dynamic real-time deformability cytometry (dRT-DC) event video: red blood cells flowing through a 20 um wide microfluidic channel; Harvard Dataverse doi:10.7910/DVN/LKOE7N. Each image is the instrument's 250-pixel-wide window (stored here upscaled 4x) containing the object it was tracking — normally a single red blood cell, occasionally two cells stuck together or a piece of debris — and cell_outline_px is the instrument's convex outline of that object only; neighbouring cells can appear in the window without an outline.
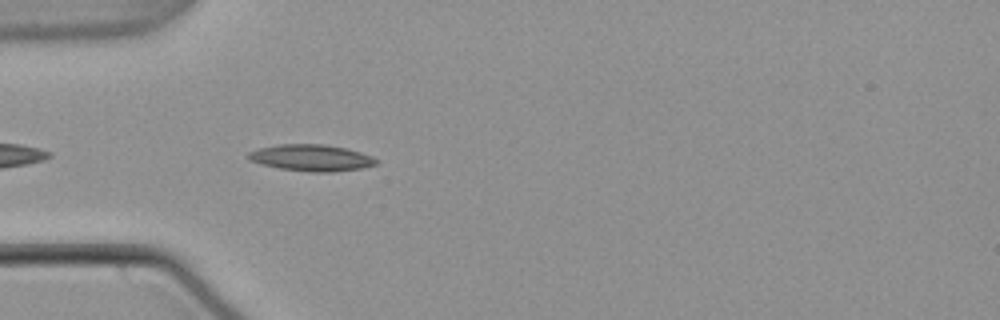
{"species": "common noctule bat (a hibernating species)", "species_latin": "Nyctalus noctula", "temperature_condition": "warm", "stored_images_in_passage": 8, "camera_frame_rate_fps": 3000, "um_per_image_px": 0.085, "animal": {"sex": "male", "body_mass_g": 21.5, "forearm_length_mm": 52.0}, "frame": {"image": 1, "passage_image": 3, "time_ms": 0.667, "image_size_px": [1000, 320], "cell_outline_px": [[380, 160], [376, 164], [360, 168], [332, 172], [312, 172], [280, 168], [260, 164], [248, 160], [248, 152], [260, 148], [280, 144], [324, 144], [344, 148], [360, 152], [372, 156]], "centroid_in_image_um": [26.46, 13.41], "position_along_channel_um": 58.5, "area_um2": 19.65}}